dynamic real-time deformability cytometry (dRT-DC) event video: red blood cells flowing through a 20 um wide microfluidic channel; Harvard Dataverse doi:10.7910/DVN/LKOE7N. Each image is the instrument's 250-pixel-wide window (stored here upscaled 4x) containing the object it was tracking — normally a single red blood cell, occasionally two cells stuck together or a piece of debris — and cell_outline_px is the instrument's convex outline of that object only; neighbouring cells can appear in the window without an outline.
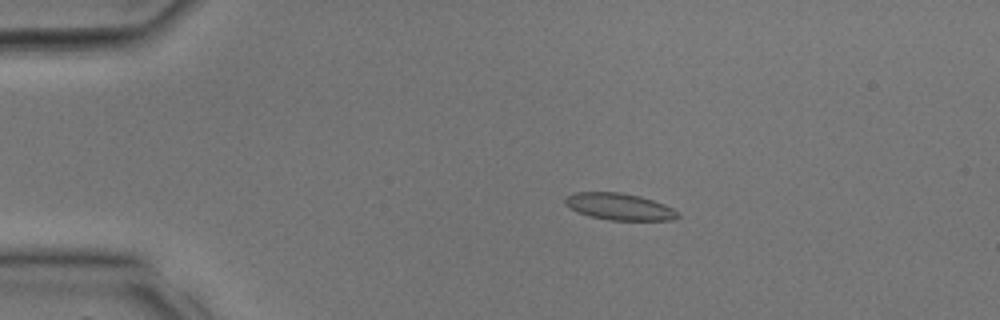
{"species": "common noctule bat (a hibernating species)", "species_latin": "Nyctalus noctula", "temperature_condition": "room temperature", "stored_images_in_passage": 23, "camera_frame_rate_fps": 3000, "um_per_image_px": 0.085, "animal": {"sex": "male", "body_mass_g": 17.9, "forearm_length_mm": 54.2}, "frame": {"image": 1, "passage_image": 6, "time_ms": 1.667, "image_size_px": [1000, 320], "cell_outline_px": [[680, 216], [672, 220], [608, 220], [588, 216], [576, 212], [568, 208], [564, 204], [564, 196], [572, 192], [620, 192], [640, 196], [664, 204], [680, 212]], "centroid_in_image_um": [52.58, 17.56], "position_along_channel_um": 32.4, "area_um2": 17.92}}
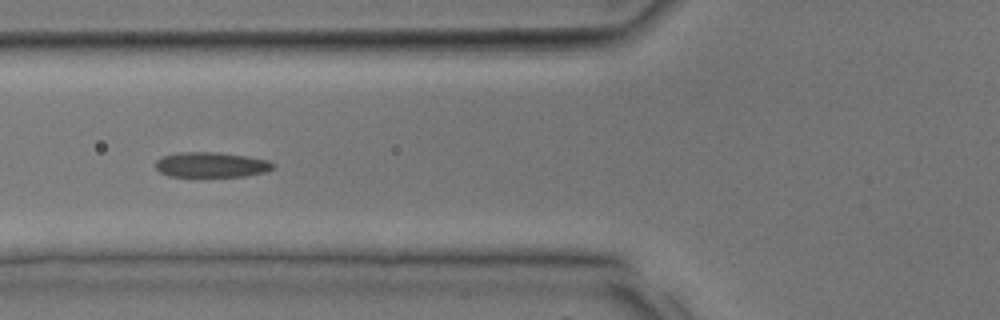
{"frame": {"image": 2, "passage_image": 12, "time_ms": 3.667, "image_size_px": [1000, 320], "cell_outline_px": [[276, 164], [272, 168], [264, 172], [244, 176], [168, 176], [160, 172], [156, 168], [156, 160], [164, 156], [180, 152], [220, 152], [268, 160]], "centroid_in_image_um": [17.95, 14.0], "position_along_channel_um": 107.9, "area_um2": 17.05}}
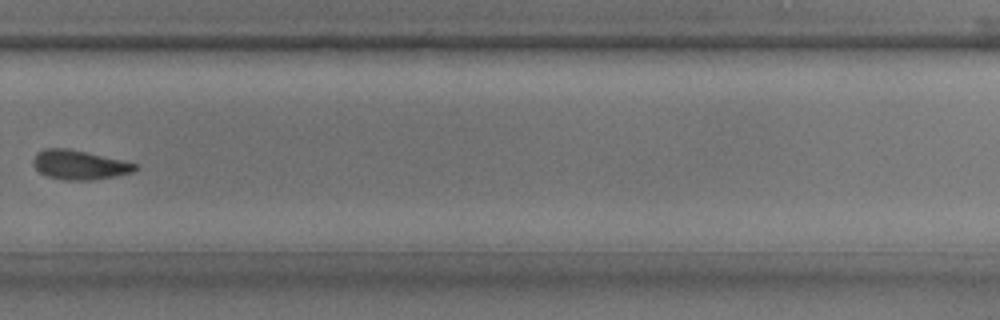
{"frame": {"image": 3, "passage_image": 22, "time_ms": 7.0, "image_size_px": [1000, 320], "cell_outline_px": [[136, 172], [92, 180], [64, 180], [48, 176], [40, 172], [32, 164], [32, 160], [36, 152], [44, 148], [68, 148], [120, 160], [136, 164]], "centroid_in_image_um": [6.7, 14.01], "position_along_channel_um": 323.1, "area_um2": 17.28}}